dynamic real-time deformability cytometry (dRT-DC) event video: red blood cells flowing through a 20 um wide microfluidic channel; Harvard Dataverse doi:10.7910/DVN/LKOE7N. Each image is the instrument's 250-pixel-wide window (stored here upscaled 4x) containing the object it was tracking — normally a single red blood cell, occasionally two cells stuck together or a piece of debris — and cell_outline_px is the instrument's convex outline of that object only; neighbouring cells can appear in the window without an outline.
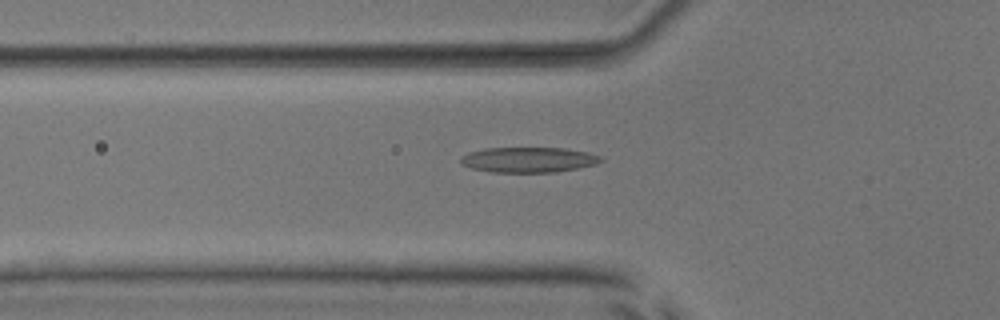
{"species": "common noctule bat (a hibernating species)", "species_latin": "Nyctalus noctula", "temperature_condition": "room temperature", "stored_images_in_passage": 52, "camera_frame_rate_fps": 3000, "um_per_image_px": 0.085, "animal": {"sex": "male", "body_mass_g": 17.9, "forearm_length_mm": 54.2}, "frame": {"image": 1, "passage_image": 18, "time_ms": 5.667, "image_size_px": [1000, 320], "cell_outline_px": [[604, 160], [596, 164], [556, 172], [492, 172], [472, 168], [460, 164], [460, 156], [468, 152], [484, 148], [564, 148], [588, 152], [600, 156]], "centroid_in_image_um": [44.89, 13.57], "position_along_channel_um": 80.9, "area_um2": 20.69}}
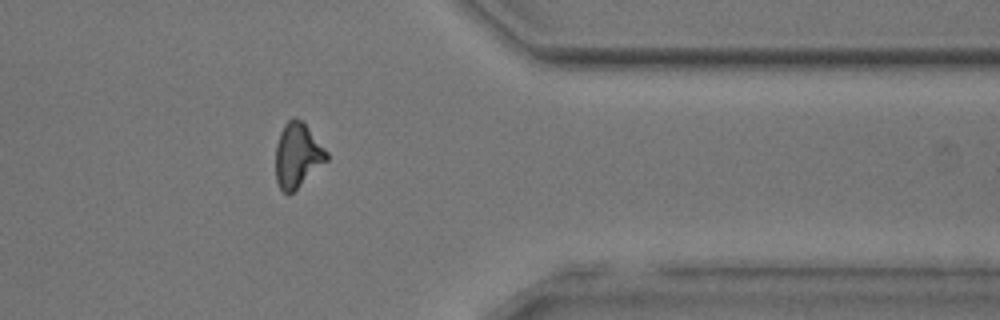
{"frame": {"image": 2, "passage_image": 42, "time_ms": 13.667, "image_size_px": [1000, 320], "cell_outline_px": [[328, 160], [288, 196], [280, 188], [276, 180], [276, 144], [280, 132], [284, 124], [292, 116], [300, 120], [304, 124], [328, 152]], "centroid_in_image_um": [25.27, 13.21], "position_along_channel_um": 386.1, "area_um2": 18.96}}
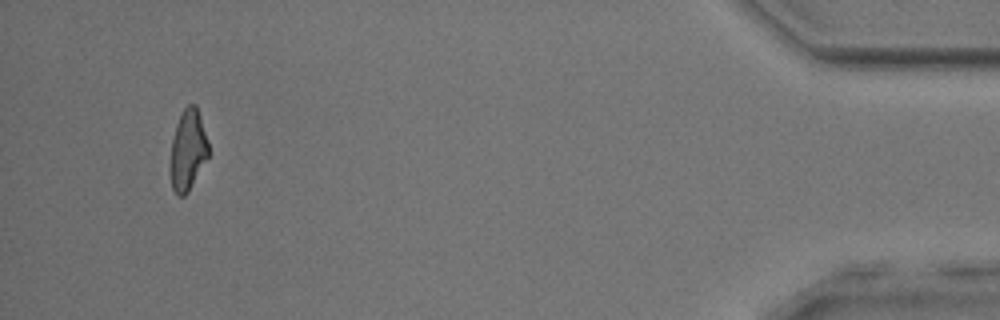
{"frame": {"image": 3, "passage_image": 49, "time_ms": 16.0, "image_size_px": [1000, 320], "cell_outline_px": [[208, 156], [188, 192], [184, 196], [176, 196], [172, 188], [168, 172], [172, 140], [176, 124], [184, 108], [188, 104], [196, 104], [208, 140]], "centroid_in_image_um": [15.93, 12.79], "position_along_channel_um": 419.3, "area_um2": 18.15}, "authors_computed_cell_mechanics": {"area_um2": 19.4786, "velocity_mm_per_s": 3.9689, "shape_relaxation_time_tau1_ms": 10.0476, "shape_relaxation_time_tau2_ms": 2.7438, "deformation_change_tau1": 0.2775, "deformation_change_tau2": 0.1296}}